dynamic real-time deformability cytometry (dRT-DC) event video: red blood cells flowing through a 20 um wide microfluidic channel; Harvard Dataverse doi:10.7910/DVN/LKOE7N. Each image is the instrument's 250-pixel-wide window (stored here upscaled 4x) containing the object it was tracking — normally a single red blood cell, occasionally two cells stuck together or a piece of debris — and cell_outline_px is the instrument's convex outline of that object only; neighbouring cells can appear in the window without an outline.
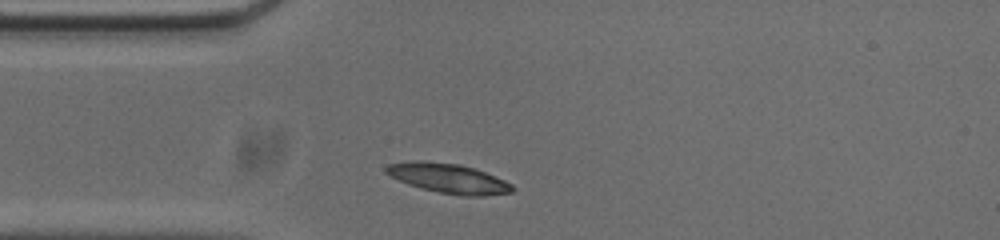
{"species": "common noctule bat (a hibernating species)", "species_latin": "Nyctalus noctula", "temperature_condition": "cold", "stored_images_in_passage": 6, "camera_frame_rate_fps": 3000, "um_per_image_px": 0.085, "animal": {"sex": "male", "body_mass_g": 20.0, "forearm_length_mm": 53.3}, "frame": {"image": 1, "passage_image": 1, "time_ms": 0.0, "image_size_px": [1000, 240], "cell_outline_px": [[516, 188], [512, 192], [484, 196], [460, 196], [440, 192], [408, 184], [384, 172], [384, 168], [388, 164], [460, 164], [484, 172], [504, 180], [512, 184]], "centroid_in_image_um": [38.25, 15.23], "position_along_channel_um": 46.7, "area_um2": 20.52}}
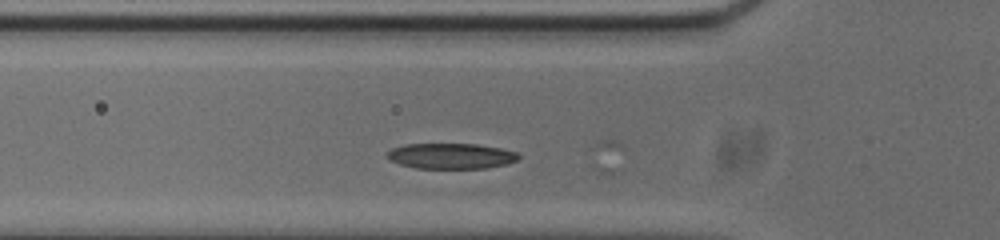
{"frame": {"image": 2, "passage_image": 5, "time_ms": 1.333, "image_size_px": [1000, 240], "cell_outline_px": [[520, 156], [516, 160], [508, 164], [484, 168], [416, 168], [400, 164], [388, 160], [384, 156], [392, 148], [404, 144], [476, 144], [500, 148], [516, 152]], "centroid_in_image_um": [38.29, 13.26], "position_along_channel_um": 87.5, "area_um2": 19.59}}